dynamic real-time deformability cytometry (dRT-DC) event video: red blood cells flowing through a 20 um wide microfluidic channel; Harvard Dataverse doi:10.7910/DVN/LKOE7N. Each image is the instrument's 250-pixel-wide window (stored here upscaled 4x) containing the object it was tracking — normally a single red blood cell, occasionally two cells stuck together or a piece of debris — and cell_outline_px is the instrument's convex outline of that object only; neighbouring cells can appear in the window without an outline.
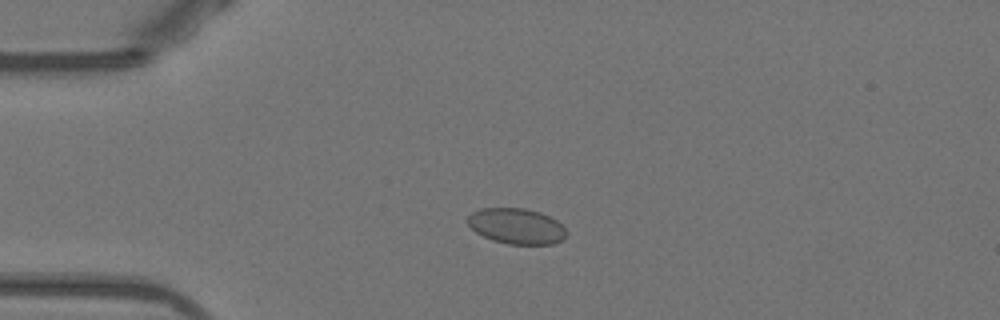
{"species": "Egyptian fruit bat (a non-hibernating species)", "species_latin": "Rousettus aegyptiacus", "temperature_condition": "warm", "stored_images_in_passage": 50, "camera_frame_rate_fps": 3000, "um_per_image_px": 0.085, "animal": {"sex": "female"}, "frame": {"image": 1, "passage_image": 11, "time_ms": 3.333, "image_size_px": [1000, 320], "cell_outline_px": [[568, 236], [564, 240], [552, 244], [508, 244], [492, 240], [476, 232], [468, 224], [468, 216], [472, 212], [480, 208], [524, 208], [540, 212], [556, 220], [568, 232]], "centroid_in_image_um": [43.93, 19.22], "position_along_channel_um": 41.1, "area_um2": 20.58}}
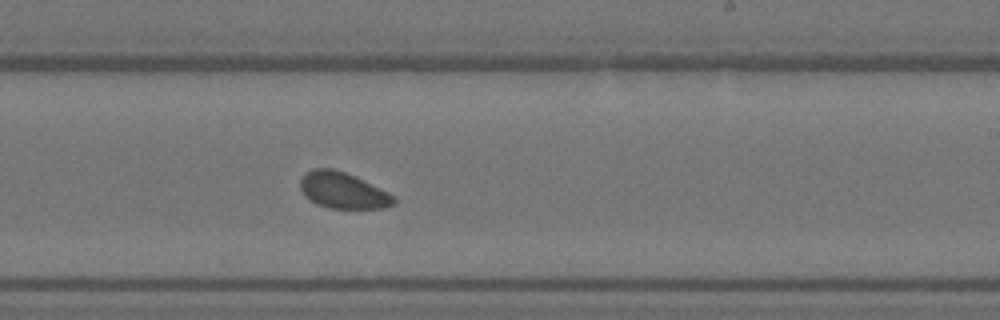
{"frame": {"image": 2, "passage_image": 30, "time_ms": 9.667, "image_size_px": [1000, 320], "cell_outline_px": [[396, 204], [384, 208], [328, 208], [316, 204], [304, 196], [300, 188], [300, 180], [304, 172], [312, 168], [332, 168], [344, 172], [388, 192], [396, 200]], "centroid_in_image_um": [29.09, 16.19], "position_along_channel_um": 259.9, "area_um2": 19.65}}
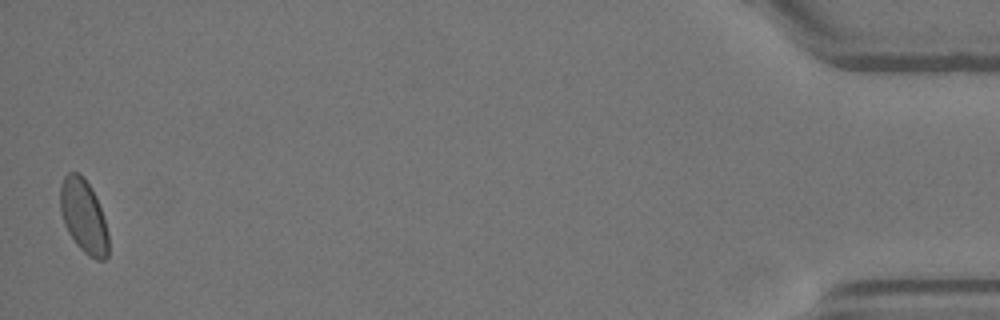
{"frame": {"image": 3, "passage_image": 50, "time_ms": 16.333, "image_size_px": [1000, 320], "cell_outline_px": [[108, 256], [104, 260], [96, 260], [88, 256], [76, 244], [68, 232], [64, 224], [60, 212], [60, 184], [64, 176], [68, 172], [80, 172], [84, 176], [96, 196], [108, 232]], "centroid_in_image_um": [7.09, 18.36], "position_along_channel_um": 428.1, "area_um2": 20.87}}